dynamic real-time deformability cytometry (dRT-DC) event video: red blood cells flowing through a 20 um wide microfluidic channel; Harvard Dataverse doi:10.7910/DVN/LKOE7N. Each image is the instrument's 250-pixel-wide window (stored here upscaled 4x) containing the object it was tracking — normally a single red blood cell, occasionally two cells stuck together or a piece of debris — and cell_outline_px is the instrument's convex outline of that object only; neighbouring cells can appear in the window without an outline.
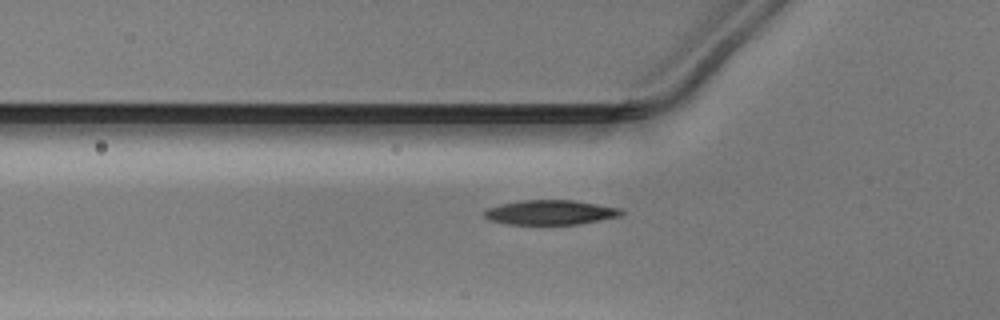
{"species": "Egyptian fruit bat (a non-hibernating species)", "species_latin": "Rousettus aegyptiacus", "temperature_condition": "warm", "stored_images_in_passage": 34, "camera_frame_rate_fps": 3000, "um_per_image_px": 0.085, "animal": {"sex": "male"}, "frame": {"image": 1, "passage_image": 4, "time_ms": 1.0, "image_size_px": [1000, 320], "cell_outline_px": [[624, 212], [620, 216], [580, 224], [508, 224], [488, 220], [484, 216], [484, 212], [488, 208], [500, 204], [524, 200], [572, 200], [620, 208]], "centroid_in_image_um": [46.77, 18.05], "position_along_channel_um": 79.0, "area_um2": 19.54}}
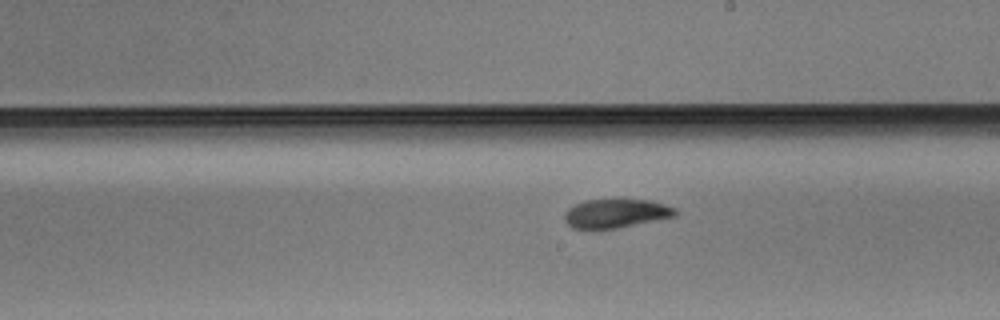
{"frame": {"image": 2, "passage_image": 16, "time_ms": 5.0, "image_size_px": [1000, 320], "cell_outline_px": [[676, 216], [620, 228], [600, 232], [596, 232], [572, 228], [564, 220], [564, 216], [568, 208], [576, 204], [588, 200], [620, 196], [624, 196], [652, 200], [676, 208]], "centroid_in_image_um": [52.34, 18.13], "position_along_channel_um": 236.7, "area_um2": 20.17}}
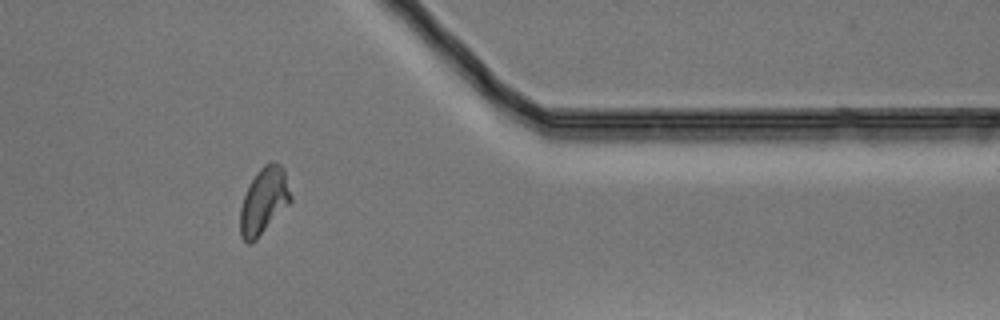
{"frame": {"image": 3, "passage_image": 29, "time_ms": 9.333, "image_size_px": [1000, 320], "cell_outline_px": [[292, 200], [256, 240], [252, 244], [248, 244], [240, 236], [240, 208], [244, 196], [256, 172], [264, 164], [272, 160], [280, 164], [284, 168], [292, 196]], "centroid_in_image_um": [22.43, 17.06], "position_along_channel_um": 389.0, "area_um2": 19.59}}